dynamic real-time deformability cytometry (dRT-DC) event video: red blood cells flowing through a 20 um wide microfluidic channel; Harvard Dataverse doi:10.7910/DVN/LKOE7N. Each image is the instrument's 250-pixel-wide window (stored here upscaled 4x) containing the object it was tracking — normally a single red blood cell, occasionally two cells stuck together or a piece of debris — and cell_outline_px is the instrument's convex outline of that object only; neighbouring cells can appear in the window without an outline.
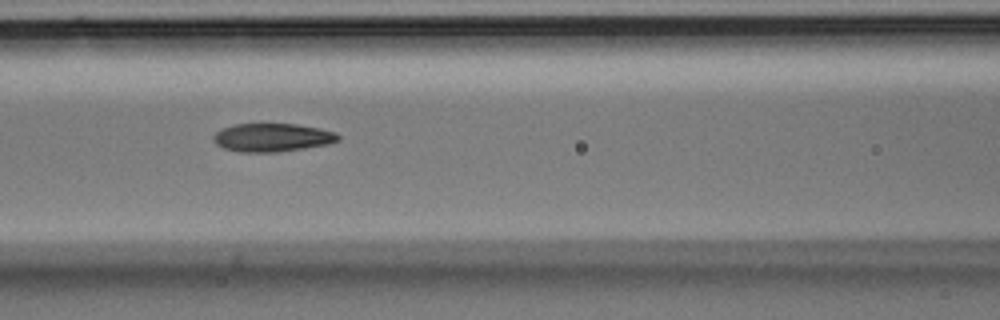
{"species": "Egyptian fruit bat (a non-hibernating species)", "species_latin": "Rousettus aegyptiacus", "temperature_condition": "room temperature", "stored_images_in_passage": 7, "camera_frame_rate_fps": 3000, "um_per_image_px": 0.085, "animal": {"sex": "male"}, "frame": {"image": 1, "passage_image": 5, "time_ms": 1.333, "image_size_px": [1000, 320], "cell_outline_px": [[340, 140], [328, 144], [304, 148], [276, 152], [236, 152], [224, 148], [216, 144], [212, 140], [212, 136], [220, 128], [236, 124], [296, 124], [320, 128], [336, 132], [340, 136]], "centroid_in_image_um": [23.12, 11.69], "position_along_channel_um": 143.5, "area_um2": 20.75}}
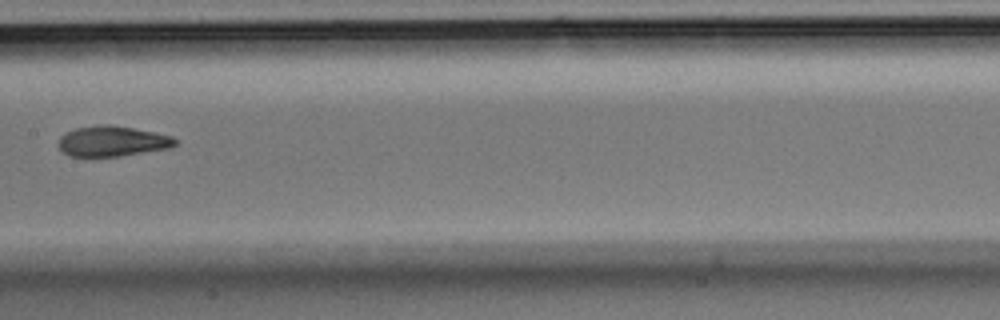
{"frame": {"image": 2, "passage_image": 6, "time_ms": 1.667, "image_size_px": [1000, 320], "cell_outline_px": [[176, 144], [168, 148], [120, 156], [68, 156], [56, 144], [60, 136], [64, 132], [76, 128], [100, 124], [108, 124], [132, 128], [172, 136], [176, 140]], "centroid_in_image_um": [9.48, 12.0], "position_along_channel_um": 197.9, "area_um2": 20.58}}
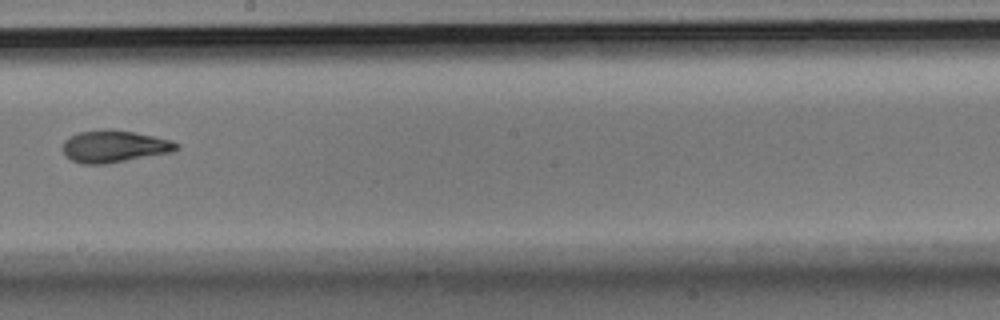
{"frame": {"image": 3, "passage_image": 7, "time_ms": 2.0, "image_size_px": [1000, 320], "cell_outline_px": [[180, 148], [172, 152], [104, 164], [80, 164], [64, 156], [64, 140], [68, 136], [80, 132], [104, 128], [112, 128], [172, 140], [180, 144]], "centroid_in_image_um": [9.7, 12.43], "position_along_channel_um": 238.5, "area_um2": 21.39}}